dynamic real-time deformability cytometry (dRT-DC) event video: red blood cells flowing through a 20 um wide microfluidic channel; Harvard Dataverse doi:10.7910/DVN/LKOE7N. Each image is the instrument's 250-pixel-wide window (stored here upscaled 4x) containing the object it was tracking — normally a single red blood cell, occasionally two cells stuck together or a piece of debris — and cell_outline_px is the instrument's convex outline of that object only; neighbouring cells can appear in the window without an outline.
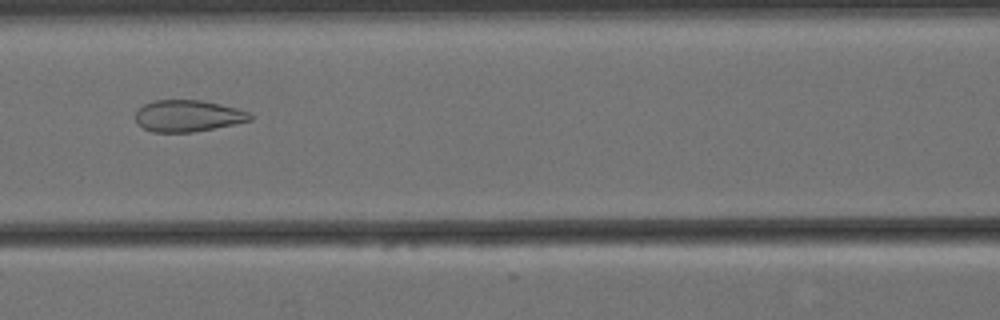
{"species": "Egyptian fruit bat (a non-hibernating species)", "species_latin": "Rousettus aegyptiacus", "temperature_condition": "cold", "stored_images_in_passage": 42, "camera_frame_rate_fps": 3000, "um_per_image_px": 0.085, "animal": {"sex": "female"}, "frame": {"image": 1, "passage_image": 14, "time_ms": 4.333, "image_size_px": [1000, 320], "cell_outline_px": [[252, 120], [192, 132], [152, 132], [136, 124], [136, 112], [144, 104], [152, 100], [200, 100], [220, 104], [236, 108], [248, 112], [252, 116]], "centroid_in_image_um": [15.93, 9.84], "position_along_channel_um": 150.7, "area_um2": 20.92}}
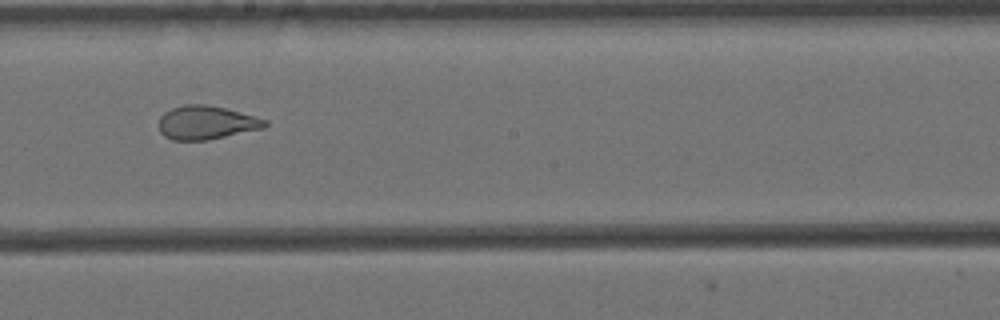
{"frame": {"image": 2, "passage_image": 21, "time_ms": 6.667, "image_size_px": [1000, 320], "cell_outline_px": [[268, 124], [264, 128], [208, 140], [172, 140], [164, 136], [160, 132], [160, 116], [164, 112], [172, 108], [184, 104], [204, 104], [224, 108], [240, 112], [268, 120]], "centroid_in_image_um": [17.54, 10.42], "position_along_channel_um": 230.7, "area_um2": 20.75}}
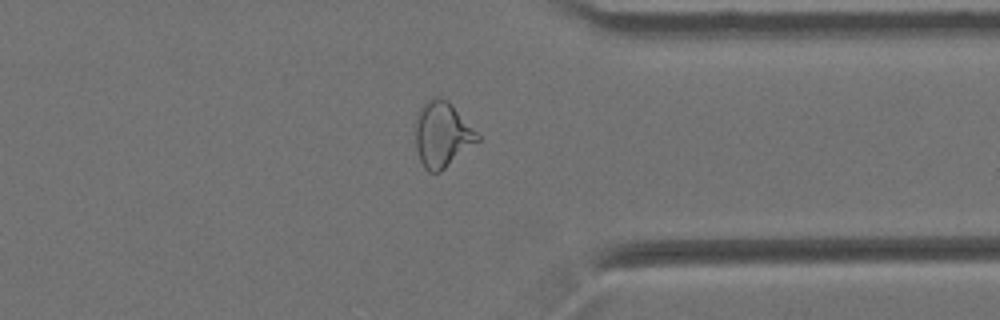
{"frame": {"image": 3, "passage_image": 34, "time_ms": 11.0, "image_size_px": [1000, 320], "cell_outline_px": [[480, 140], [440, 172], [428, 172], [424, 168], [420, 160], [416, 148], [416, 116], [420, 108], [432, 96], [440, 96], [448, 100], [452, 104], [480, 136]], "centroid_in_image_um": [37.58, 11.42], "position_along_channel_um": 373.8, "area_um2": 23.58}, "authors_computed_cell_mechanics": {"area_um2": 22.8888, "velocity_mm_per_s": 3.4393, "shape_relaxation_time_tau1_ms": null, "shape_relaxation_time_tau2_ms": 1.1101, "deformation_change_tau1": null, "deformation_change_tau2": 0.0695}}